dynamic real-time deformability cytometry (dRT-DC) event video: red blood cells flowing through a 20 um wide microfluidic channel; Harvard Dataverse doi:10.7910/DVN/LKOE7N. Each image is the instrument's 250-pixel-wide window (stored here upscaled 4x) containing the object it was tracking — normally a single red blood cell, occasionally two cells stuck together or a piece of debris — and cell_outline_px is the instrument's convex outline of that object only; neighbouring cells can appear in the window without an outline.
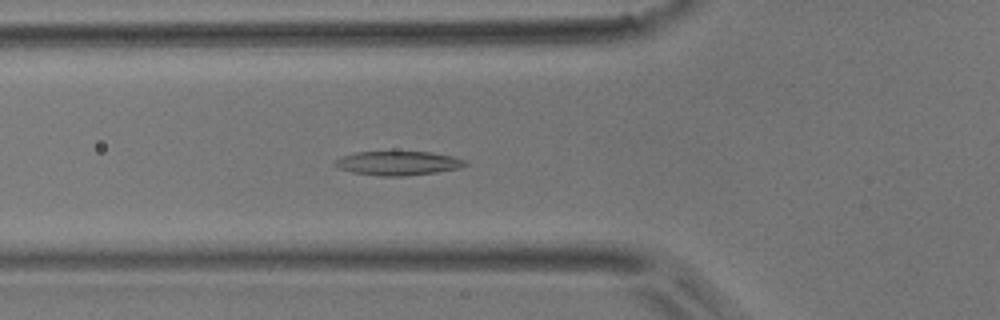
{"species": "common noctule bat (a hibernating species)", "species_latin": "Nyctalus noctula", "temperature_condition": "room temperature", "stored_images_in_passage": 40, "camera_frame_rate_fps": 3000, "um_per_image_px": 0.085, "animal": {"sex": "male", "body_mass_g": 17.9}, "frame": {"image": 1, "passage_image": 17, "time_ms": 5.333, "image_size_px": [1000, 320], "cell_outline_px": [[468, 164], [460, 168], [436, 172], [404, 176], [380, 176], [352, 172], [340, 168], [332, 164], [332, 160], [356, 152], [432, 152], [452, 156], [464, 160]], "centroid_in_image_um": [33.81, 13.87], "position_along_channel_um": 92.0, "area_um2": 18.21}}
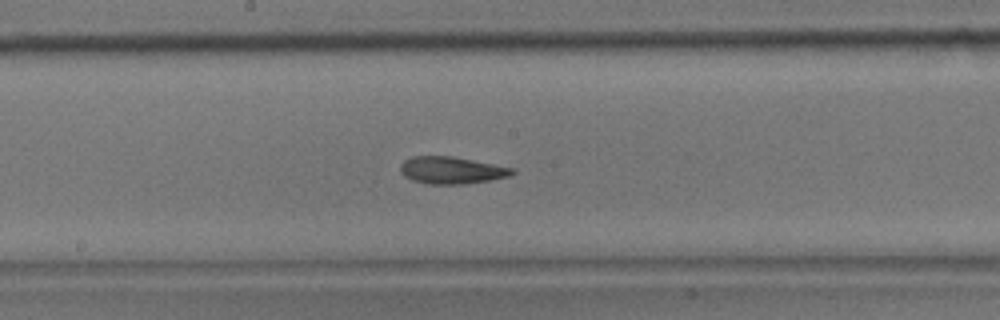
{"frame": {"image": 2, "passage_image": 26, "time_ms": 8.333, "image_size_px": [1000, 320], "cell_outline_px": [[516, 172], [508, 176], [488, 180], [464, 184], [428, 184], [412, 180], [404, 176], [400, 172], [400, 164], [404, 160], [412, 156], [452, 156], [516, 168]], "centroid_in_image_um": [38.37, 14.46], "position_along_channel_um": 209.8, "area_um2": 17.74}}
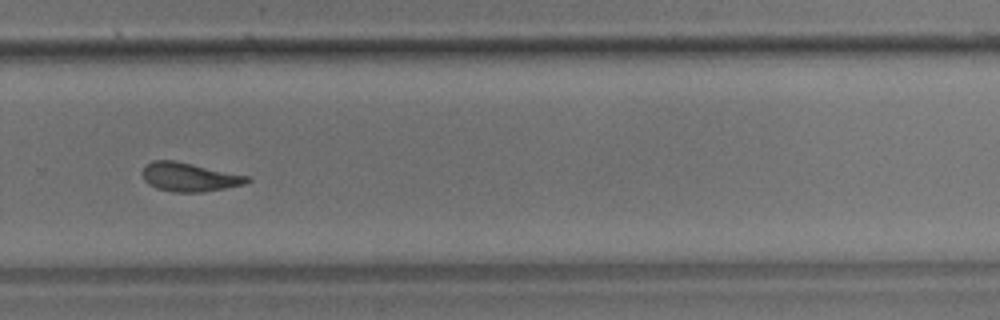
{"frame": {"image": 3, "passage_image": 34, "time_ms": 11.0, "image_size_px": [1000, 320], "cell_outline_px": [[252, 180], [244, 184], [224, 188], [200, 192], [172, 192], [156, 188], [148, 184], [144, 180], [140, 172], [144, 164], [152, 160], [172, 160], [192, 164], [248, 176]], "centroid_in_image_um": [16.01, 15.04], "position_along_channel_um": 313.8, "area_um2": 17.57}, "authors_computed_cell_mechanics": {"area_um2": 17.9758, "velocity_mm_per_s": 3.9175, "shape_relaxation_time_tau1_ms": 6.9591, "shape_relaxation_time_tau2_ms": 3.8243, "deformation_change_tau1": 0.1659, "deformation_change_tau2": 0.1269}}